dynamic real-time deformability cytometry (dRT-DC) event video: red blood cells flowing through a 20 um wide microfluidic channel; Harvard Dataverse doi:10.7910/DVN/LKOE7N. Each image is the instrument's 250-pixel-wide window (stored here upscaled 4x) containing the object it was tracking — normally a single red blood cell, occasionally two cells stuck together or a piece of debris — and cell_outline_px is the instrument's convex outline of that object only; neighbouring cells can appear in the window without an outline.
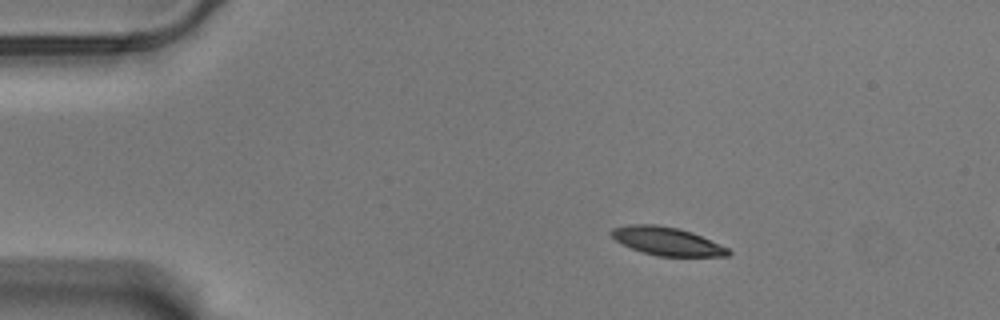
{"species": "Egyptian fruit bat (a non-hibernating species)", "species_latin": "Rousettus aegyptiacus", "temperature_condition": "warm", "stored_images_in_passage": 8, "camera_frame_rate_fps": 3000, "um_per_image_px": 0.085, "animal": {"sex": "male"}, "frame": {"image": 1, "passage_image": 1, "time_ms": 0.0, "image_size_px": [1000, 320], "cell_outline_px": [[732, 252], [728, 256], [660, 256], [644, 252], [632, 248], [616, 240], [608, 232], [612, 228], [628, 224], [656, 224], [680, 228], [692, 232], [728, 248]], "centroid_in_image_um": [56.68, 20.48], "position_along_channel_um": 28.3, "area_um2": 19.13}}